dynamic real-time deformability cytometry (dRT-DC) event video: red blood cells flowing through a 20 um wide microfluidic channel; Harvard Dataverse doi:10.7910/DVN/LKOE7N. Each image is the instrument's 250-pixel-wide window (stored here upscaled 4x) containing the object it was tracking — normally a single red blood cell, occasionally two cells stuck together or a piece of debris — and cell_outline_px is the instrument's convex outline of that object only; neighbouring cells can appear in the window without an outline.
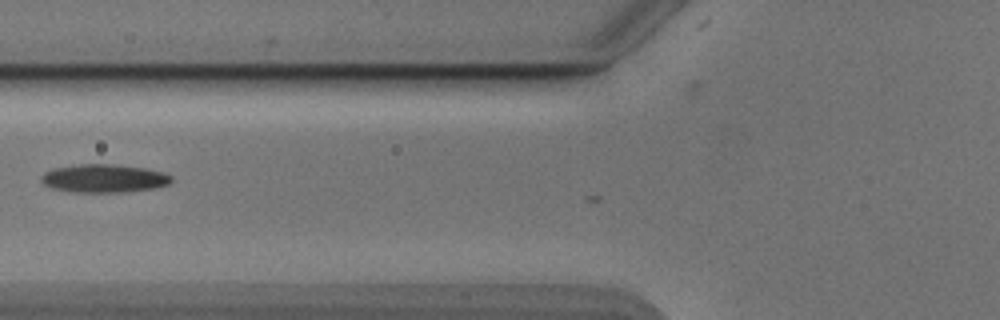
{"species": "Egyptian fruit bat (a non-hibernating species)", "species_latin": "Rousettus aegyptiacus", "temperature_condition": "cold", "stored_images_in_passage": 4, "camera_frame_rate_fps": 3000, "um_per_image_px": 0.085, "animal": {"sex": "male"}, "frame": {"image": 1, "passage_image": 2, "time_ms": 0.333, "image_size_px": [1000, 320], "cell_outline_px": [[172, 180], [168, 184], [152, 188], [124, 192], [72, 192], [52, 188], [44, 184], [40, 180], [40, 176], [44, 172], [56, 168], [80, 164], [112, 164], [144, 168], [160, 172], [172, 176]], "centroid_in_image_um": [8.79, 15.16], "position_along_channel_um": 117.0, "area_um2": 21.21}}